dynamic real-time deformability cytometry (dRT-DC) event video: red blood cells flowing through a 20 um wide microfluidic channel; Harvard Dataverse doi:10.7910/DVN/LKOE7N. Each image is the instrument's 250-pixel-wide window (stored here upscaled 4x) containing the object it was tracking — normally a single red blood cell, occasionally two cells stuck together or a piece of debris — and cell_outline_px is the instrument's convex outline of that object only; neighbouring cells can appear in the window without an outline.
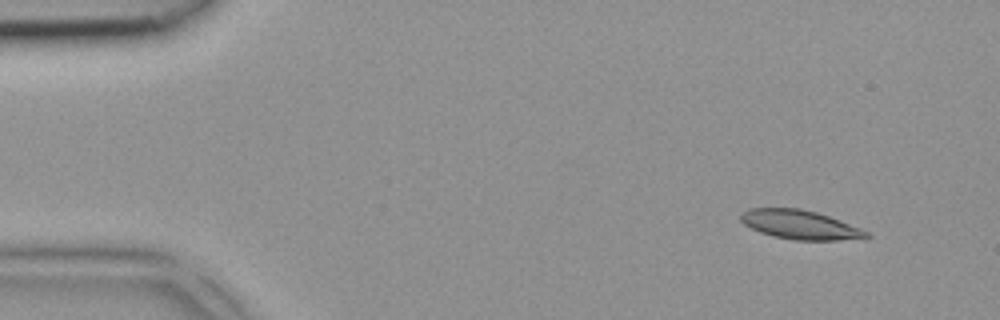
{"species": "common noctule bat (a hibernating species)", "species_latin": "Nyctalus noctula", "temperature_condition": "room temperature", "stored_images_in_passage": 6, "camera_frame_rate_fps": 3000, "um_per_image_px": 0.085, "animal": {"sex": "female", "body_mass_g": 18.4}, "frame": {"image": 1, "passage_image": 1, "time_ms": 0.0, "image_size_px": [1000, 320], "cell_outline_px": [[872, 236], [868, 240], [792, 240], [772, 236], [760, 232], [744, 224], [740, 220], [740, 216], [748, 208], [800, 208], [816, 212], [840, 220], [860, 228], [868, 232]], "centroid_in_image_um": [68.07, 19.12], "position_along_channel_um": 16.9, "area_um2": 21.56}}
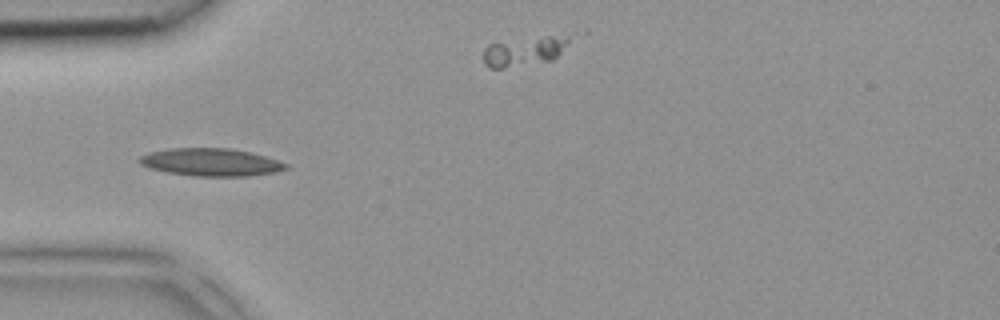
{"frame": {"image": 2, "passage_image": 4, "time_ms": 1.0, "image_size_px": [1000, 320], "cell_outline_px": [[292, 168], [276, 172], [248, 176], [196, 176], [168, 172], [148, 168], [140, 164], [136, 160], [140, 156], [148, 152], [168, 148], [228, 148], [248, 152], [264, 156], [288, 164]], "centroid_in_image_um": [17.9, 13.79], "position_along_channel_um": 67.1, "area_um2": 23.7}}